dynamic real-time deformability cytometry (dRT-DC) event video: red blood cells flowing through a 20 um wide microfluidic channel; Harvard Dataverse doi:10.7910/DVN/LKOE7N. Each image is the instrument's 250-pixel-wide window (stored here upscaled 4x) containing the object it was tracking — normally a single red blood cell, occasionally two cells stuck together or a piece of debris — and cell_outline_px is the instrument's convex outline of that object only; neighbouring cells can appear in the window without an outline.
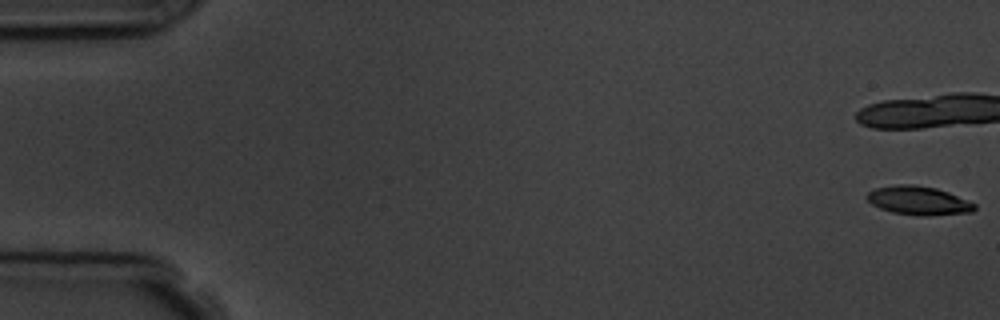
{"species": "common noctule bat (a hibernating species)", "species_latin": "Nyctalus noctula", "temperature_condition": "room temperature", "stored_images_in_passage": 7, "camera_frame_rate_fps": 3000, "um_per_image_px": 0.085, "animal": {"sex": "male", "body_mass_g": 19.5, "forearm_length_mm": 54.6}, "frame": {"image": 1, "passage_image": 1, "time_ms": 0.0, "image_size_px": [1000, 320], "cell_outline_px": [[976, 208], [972, 212], [924, 216], [892, 212], [880, 208], [872, 204], [868, 200], [868, 192], [876, 188], [900, 184], [912, 184], [936, 188], [948, 192], [976, 204]], "centroid_in_image_um": [78.09, 17.05], "position_along_channel_um": 6.9, "area_um2": 17.74}}